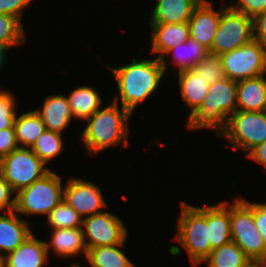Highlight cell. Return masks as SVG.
<instances>
[{"label": "cell", "instance_id": "6da1fadb", "mask_svg": "<svg viewBox=\"0 0 266 267\" xmlns=\"http://www.w3.org/2000/svg\"><path fill=\"white\" fill-rule=\"evenodd\" d=\"M131 58L129 62L119 63V66L105 64L107 70L111 71L115 80L116 92L112 90L109 95L111 99L127 109L132 115L145 102L156 96L157 91L162 89L163 81L166 83V74L160 59ZM165 77V78H164ZM113 96V97H112Z\"/></svg>", "mask_w": 266, "mask_h": 267}, {"label": "cell", "instance_id": "7a4b0ae2", "mask_svg": "<svg viewBox=\"0 0 266 267\" xmlns=\"http://www.w3.org/2000/svg\"><path fill=\"white\" fill-rule=\"evenodd\" d=\"M106 101L107 104L82 122L81 132L76 134L90 157L110 148L128 150L130 147L132 114L112 99Z\"/></svg>", "mask_w": 266, "mask_h": 267}, {"label": "cell", "instance_id": "3957f363", "mask_svg": "<svg viewBox=\"0 0 266 267\" xmlns=\"http://www.w3.org/2000/svg\"><path fill=\"white\" fill-rule=\"evenodd\" d=\"M179 205L180 213L171 237L175 244L170 245L168 253L176 257L184 251L191 267H198L212 251L207 227V203L197 206L180 200Z\"/></svg>", "mask_w": 266, "mask_h": 267}, {"label": "cell", "instance_id": "277c9868", "mask_svg": "<svg viewBox=\"0 0 266 267\" xmlns=\"http://www.w3.org/2000/svg\"><path fill=\"white\" fill-rule=\"evenodd\" d=\"M236 109L237 81L225 77L209 86L202 104L186 118L184 126L186 131L210 130L219 138Z\"/></svg>", "mask_w": 266, "mask_h": 267}, {"label": "cell", "instance_id": "5b68a950", "mask_svg": "<svg viewBox=\"0 0 266 267\" xmlns=\"http://www.w3.org/2000/svg\"><path fill=\"white\" fill-rule=\"evenodd\" d=\"M51 169L41 179L19 190L15 196V211L26 217L46 218L49 212L63 200L64 175ZM63 176V177H62Z\"/></svg>", "mask_w": 266, "mask_h": 267}, {"label": "cell", "instance_id": "8992f818", "mask_svg": "<svg viewBox=\"0 0 266 267\" xmlns=\"http://www.w3.org/2000/svg\"><path fill=\"white\" fill-rule=\"evenodd\" d=\"M230 200L231 239L251 261L266 262V244L253 220V202L236 196Z\"/></svg>", "mask_w": 266, "mask_h": 267}, {"label": "cell", "instance_id": "52a82bcc", "mask_svg": "<svg viewBox=\"0 0 266 267\" xmlns=\"http://www.w3.org/2000/svg\"><path fill=\"white\" fill-rule=\"evenodd\" d=\"M230 148L246 156L266 140V113L264 111H238L229 118L226 130L218 138Z\"/></svg>", "mask_w": 266, "mask_h": 267}, {"label": "cell", "instance_id": "ba28073f", "mask_svg": "<svg viewBox=\"0 0 266 267\" xmlns=\"http://www.w3.org/2000/svg\"><path fill=\"white\" fill-rule=\"evenodd\" d=\"M51 169L30 149L18 147L0 159V173L17 193Z\"/></svg>", "mask_w": 266, "mask_h": 267}, {"label": "cell", "instance_id": "9c48e42d", "mask_svg": "<svg viewBox=\"0 0 266 267\" xmlns=\"http://www.w3.org/2000/svg\"><path fill=\"white\" fill-rule=\"evenodd\" d=\"M253 19L235 11L229 4L222 10L209 53L221 55L253 40Z\"/></svg>", "mask_w": 266, "mask_h": 267}, {"label": "cell", "instance_id": "30bf717a", "mask_svg": "<svg viewBox=\"0 0 266 267\" xmlns=\"http://www.w3.org/2000/svg\"><path fill=\"white\" fill-rule=\"evenodd\" d=\"M226 78L241 81L266 74V46L252 40L220 55Z\"/></svg>", "mask_w": 266, "mask_h": 267}, {"label": "cell", "instance_id": "8fae6325", "mask_svg": "<svg viewBox=\"0 0 266 267\" xmlns=\"http://www.w3.org/2000/svg\"><path fill=\"white\" fill-rule=\"evenodd\" d=\"M81 227L88 249L122 244L130 236L125 221L109 209L83 218Z\"/></svg>", "mask_w": 266, "mask_h": 267}, {"label": "cell", "instance_id": "7c38bea8", "mask_svg": "<svg viewBox=\"0 0 266 267\" xmlns=\"http://www.w3.org/2000/svg\"><path fill=\"white\" fill-rule=\"evenodd\" d=\"M77 176L65 177L63 200L68 205L73 207L82 218L104 212L108 208L111 209L100 187L103 184H96V182Z\"/></svg>", "mask_w": 266, "mask_h": 267}, {"label": "cell", "instance_id": "4fadbf2b", "mask_svg": "<svg viewBox=\"0 0 266 267\" xmlns=\"http://www.w3.org/2000/svg\"><path fill=\"white\" fill-rule=\"evenodd\" d=\"M49 231V239H44L49 258L55 257V260L58 258V261L61 259L60 261L63 262L72 260L70 264L74 267L84 266L88 247L82 227L49 229ZM51 255L54 256L51 257ZM81 255L83 263L79 264L78 261L81 259Z\"/></svg>", "mask_w": 266, "mask_h": 267}, {"label": "cell", "instance_id": "5bb4252c", "mask_svg": "<svg viewBox=\"0 0 266 267\" xmlns=\"http://www.w3.org/2000/svg\"><path fill=\"white\" fill-rule=\"evenodd\" d=\"M215 3L211 0H202L188 22L190 38L202 44L208 50L213 43L221 12L228 5L225 0H221V4L218 6L217 2Z\"/></svg>", "mask_w": 266, "mask_h": 267}, {"label": "cell", "instance_id": "9a60e30c", "mask_svg": "<svg viewBox=\"0 0 266 267\" xmlns=\"http://www.w3.org/2000/svg\"><path fill=\"white\" fill-rule=\"evenodd\" d=\"M44 96L43 101L37 108H32L42 120L46 129L66 135L74 124L68 98L66 94H53ZM68 129V130H67ZM66 133V134H65Z\"/></svg>", "mask_w": 266, "mask_h": 267}, {"label": "cell", "instance_id": "2e32d148", "mask_svg": "<svg viewBox=\"0 0 266 267\" xmlns=\"http://www.w3.org/2000/svg\"><path fill=\"white\" fill-rule=\"evenodd\" d=\"M150 35L148 54L160 59L167 51L190 38L188 23H147Z\"/></svg>", "mask_w": 266, "mask_h": 267}, {"label": "cell", "instance_id": "e0dca14e", "mask_svg": "<svg viewBox=\"0 0 266 267\" xmlns=\"http://www.w3.org/2000/svg\"><path fill=\"white\" fill-rule=\"evenodd\" d=\"M33 232L14 251L3 258L4 267H49V255L44 239ZM50 262V263H49Z\"/></svg>", "mask_w": 266, "mask_h": 267}, {"label": "cell", "instance_id": "ac0fdd59", "mask_svg": "<svg viewBox=\"0 0 266 267\" xmlns=\"http://www.w3.org/2000/svg\"><path fill=\"white\" fill-rule=\"evenodd\" d=\"M208 54L209 51L207 48H205L202 44L198 43L194 39L189 38L185 42L167 51L160 58V62L168 78L169 77L168 74L170 72L174 73L172 75L175 76V73L184 70H190L193 66H196Z\"/></svg>", "mask_w": 266, "mask_h": 267}, {"label": "cell", "instance_id": "d6986e66", "mask_svg": "<svg viewBox=\"0 0 266 267\" xmlns=\"http://www.w3.org/2000/svg\"><path fill=\"white\" fill-rule=\"evenodd\" d=\"M32 223L15 210L0 213V258L19 247L33 231L36 232V229L31 228Z\"/></svg>", "mask_w": 266, "mask_h": 267}, {"label": "cell", "instance_id": "ffe728a7", "mask_svg": "<svg viewBox=\"0 0 266 267\" xmlns=\"http://www.w3.org/2000/svg\"><path fill=\"white\" fill-rule=\"evenodd\" d=\"M202 0H155L152 1L147 23H188L195 8Z\"/></svg>", "mask_w": 266, "mask_h": 267}, {"label": "cell", "instance_id": "44dd1931", "mask_svg": "<svg viewBox=\"0 0 266 267\" xmlns=\"http://www.w3.org/2000/svg\"><path fill=\"white\" fill-rule=\"evenodd\" d=\"M74 88L67 92L66 96L76 123L77 121L82 123L100 109L104 105L103 103H107L103 102L105 99L102 98L100 90L91 84L76 85Z\"/></svg>", "mask_w": 266, "mask_h": 267}, {"label": "cell", "instance_id": "7402d4cb", "mask_svg": "<svg viewBox=\"0 0 266 267\" xmlns=\"http://www.w3.org/2000/svg\"><path fill=\"white\" fill-rule=\"evenodd\" d=\"M177 78L172 77L171 80H178L175 82V86L178 93H180L179 99L184 105L182 109H188L190 111L186 115V118L196 110L203 102V99L207 95L209 90V84L193 73L191 70H184L176 73ZM176 83L178 85H176ZM183 101V102H182Z\"/></svg>", "mask_w": 266, "mask_h": 267}, {"label": "cell", "instance_id": "603a6c76", "mask_svg": "<svg viewBox=\"0 0 266 267\" xmlns=\"http://www.w3.org/2000/svg\"><path fill=\"white\" fill-rule=\"evenodd\" d=\"M207 227L212 250L232 241L229 200H219L216 204L207 203Z\"/></svg>", "mask_w": 266, "mask_h": 267}, {"label": "cell", "instance_id": "cb8c5ba5", "mask_svg": "<svg viewBox=\"0 0 266 267\" xmlns=\"http://www.w3.org/2000/svg\"><path fill=\"white\" fill-rule=\"evenodd\" d=\"M266 108V74L237 82L238 111H264Z\"/></svg>", "mask_w": 266, "mask_h": 267}, {"label": "cell", "instance_id": "d4e9b609", "mask_svg": "<svg viewBox=\"0 0 266 267\" xmlns=\"http://www.w3.org/2000/svg\"><path fill=\"white\" fill-rule=\"evenodd\" d=\"M127 240L129 237L122 244L88 249L84 260L87 265L84 267H138L137 263L127 256Z\"/></svg>", "mask_w": 266, "mask_h": 267}, {"label": "cell", "instance_id": "484cf974", "mask_svg": "<svg viewBox=\"0 0 266 267\" xmlns=\"http://www.w3.org/2000/svg\"><path fill=\"white\" fill-rule=\"evenodd\" d=\"M14 129L19 147L31 148L46 127L33 109H25L17 113Z\"/></svg>", "mask_w": 266, "mask_h": 267}, {"label": "cell", "instance_id": "4316f807", "mask_svg": "<svg viewBox=\"0 0 266 267\" xmlns=\"http://www.w3.org/2000/svg\"><path fill=\"white\" fill-rule=\"evenodd\" d=\"M251 260L233 241L215 248L198 267H245Z\"/></svg>", "mask_w": 266, "mask_h": 267}, {"label": "cell", "instance_id": "83f0119b", "mask_svg": "<svg viewBox=\"0 0 266 267\" xmlns=\"http://www.w3.org/2000/svg\"><path fill=\"white\" fill-rule=\"evenodd\" d=\"M65 135L45 129L38 137L34 145L30 148L50 169V164L59 159L60 155L63 158L66 145ZM65 145V146H64Z\"/></svg>", "mask_w": 266, "mask_h": 267}, {"label": "cell", "instance_id": "f1b7e54d", "mask_svg": "<svg viewBox=\"0 0 266 267\" xmlns=\"http://www.w3.org/2000/svg\"><path fill=\"white\" fill-rule=\"evenodd\" d=\"M24 23L17 17L7 14H0V45H7L11 49L26 46L27 35Z\"/></svg>", "mask_w": 266, "mask_h": 267}, {"label": "cell", "instance_id": "f546056e", "mask_svg": "<svg viewBox=\"0 0 266 267\" xmlns=\"http://www.w3.org/2000/svg\"><path fill=\"white\" fill-rule=\"evenodd\" d=\"M82 217L64 200L54 207L45 218L49 229L77 228L82 226Z\"/></svg>", "mask_w": 266, "mask_h": 267}, {"label": "cell", "instance_id": "4dcf8cb0", "mask_svg": "<svg viewBox=\"0 0 266 267\" xmlns=\"http://www.w3.org/2000/svg\"><path fill=\"white\" fill-rule=\"evenodd\" d=\"M190 70L209 85L225 78L220 56L211 53Z\"/></svg>", "mask_w": 266, "mask_h": 267}, {"label": "cell", "instance_id": "1f68e13d", "mask_svg": "<svg viewBox=\"0 0 266 267\" xmlns=\"http://www.w3.org/2000/svg\"><path fill=\"white\" fill-rule=\"evenodd\" d=\"M1 85L2 84H0V130H5L14 128V120L20 108L17 96L12 92L14 89L3 88Z\"/></svg>", "mask_w": 266, "mask_h": 267}, {"label": "cell", "instance_id": "d6a6232c", "mask_svg": "<svg viewBox=\"0 0 266 267\" xmlns=\"http://www.w3.org/2000/svg\"><path fill=\"white\" fill-rule=\"evenodd\" d=\"M227 2L235 11L252 19L266 11V0H228Z\"/></svg>", "mask_w": 266, "mask_h": 267}, {"label": "cell", "instance_id": "836d02e7", "mask_svg": "<svg viewBox=\"0 0 266 267\" xmlns=\"http://www.w3.org/2000/svg\"><path fill=\"white\" fill-rule=\"evenodd\" d=\"M31 4V0H0V14L15 16L23 23L24 14Z\"/></svg>", "mask_w": 266, "mask_h": 267}, {"label": "cell", "instance_id": "e575fe53", "mask_svg": "<svg viewBox=\"0 0 266 267\" xmlns=\"http://www.w3.org/2000/svg\"><path fill=\"white\" fill-rule=\"evenodd\" d=\"M16 193L0 173V213L14 211Z\"/></svg>", "mask_w": 266, "mask_h": 267}, {"label": "cell", "instance_id": "d590c367", "mask_svg": "<svg viewBox=\"0 0 266 267\" xmlns=\"http://www.w3.org/2000/svg\"><path fill=\"white\" fill-rule=\"evenodd\" d=\"M18 147L14 128L0 130V159Z\"/></svg>", "mask_w": 266, "mask_h": 267}, {"label": "cell", "instance_id": "8d00e7d4", "mask_svg": "<svg viewBox=\"0 0 266 267\" xmlns=\"http://www.w3.org/2000/svg\"><path fill=\"white\" fill-rule=\"evenodd\" d=\"M253 220L266 244V204L261 200L253 201Z\"/></svg>", "mask_w": 266, "mask_h": 267}, {"label": "cell", "instance_id": "74e56055", "mask_svg": "<svg viewBox=\"0 0 266 267\" xmlns=\"http://www.w3.org/2000/svg\"><path fill=\"white\" fill-rule=\"evenodd\" d=\"M253 38L266 46V11L253 18Z\"/></svg>", "mask_w": 266, "mask_h": 267}, {"label": "cell", "instance_id": "f35d334b", "mask_svg": "<svg viewBox=\"0 0 266 267\" xmlns=\"http://www.w3.org/2000/svg\"><path fill=\"white\" fill-rule=\"evenodd\" d=\"M246 158L252 163H257L256 165H260L262 170L261 172L266 174V140L253 148L247 155Z\"/></svg>", "mask_w": 266, "mask_h": 267}, {"label": "cell", "instance_id": "ab89813d", "mask_svg": "<svg viewBox=\"0 0 266 267\" xmlns=\"http://www.w3.org/2000/svg\"><path fill=\"white\" fill-rule=\"evenodd\" d=\"M12 50L9 46L7 45H0V75L1 73L4 74L5 73V67L8 66V52L10 53ZM7 64V65H6ZM4 69V70H3ZM4 71V73H3ZM1 77V76H0Z\"/></svg>", "mask_w": 266, "mask_h": 267}, {"label": "cell", "instance_id": "60d3db41", "mask_svg": "<svg viewBox=\"0 0 266 267\" xmlns=\"http://www.w3.org/2000/svg\"><path fill=\"white\" fill-rule=\"evenodd\" d=\"M245 267H266V262L251 261Z\"/></svg>", "mask_w": 266, "mask_h": 267}, {"label": "cell", "instance_id": "b9f144b4", "mask_svg": "<svg viewBox=\"0 0 266 267\" xmlns=\"http://www.w3.org/2000/svg\"><path fill=\"white\" fill-rule=\"evenodd\" d=\"M52 265H50L49 267H51ZM56 266V264L55 265H53V267H55ZM57 267V266H56ZM58 267H60V266H58ZM61 267H63V264H62V266ZM66 267H74V266H72L71 264H69V265H66Z\"/></svg>", "mask_w": 266, "mask_h": 267}, {"label": "cell", "instance_id": "7bdbcfd3", "mask_svg": "<svg viewBox=\"0 0 266 267\" xmlns=\"http://www.w3.org/2000/svg\"><path fill=\"white\" fill-rule=\"evenodd\" d=\"M0 267H4V266H3L2 258H0Z\"/></svg>", "mask_w": 266, "mask_h": 267}]
</instances>
